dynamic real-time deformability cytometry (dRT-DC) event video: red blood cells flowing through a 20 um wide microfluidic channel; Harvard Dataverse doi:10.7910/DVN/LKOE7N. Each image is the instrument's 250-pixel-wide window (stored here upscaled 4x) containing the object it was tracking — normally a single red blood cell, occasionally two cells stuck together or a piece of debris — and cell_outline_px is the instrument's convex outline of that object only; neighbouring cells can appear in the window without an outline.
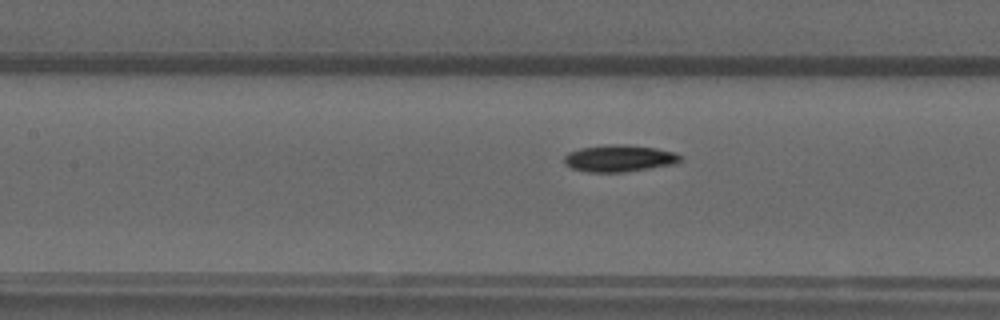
{"species": "common noctule bat (a hibernating species)", "species_latin": "Nyctalus noctula", "temperature_condition": "warm", "stored_images_in_passage": 49, "camera_frame_rate_fps": 3000, "um_per_image_px": 0.085, "animal": {"sex": "male", "forearm_length_mm": 52.5}, "frame": {"image": 1, "passage_image": 20, "time_ms": 6.333, "image_size_px": [1000, 320], "cell_outline_px": [[684, 160], [676, 164], [624, 172], [588, 172], [572, 168], [564, 164], [564, 156], [568, 152], [580, 148], [604, 144], [624, 144], [656, 148], [676, 152], [684, 156]], "centroid_in_image_um": [52.68, 13.45], "position_along_channel_um": 154.7, "area_um2": 18.55}}
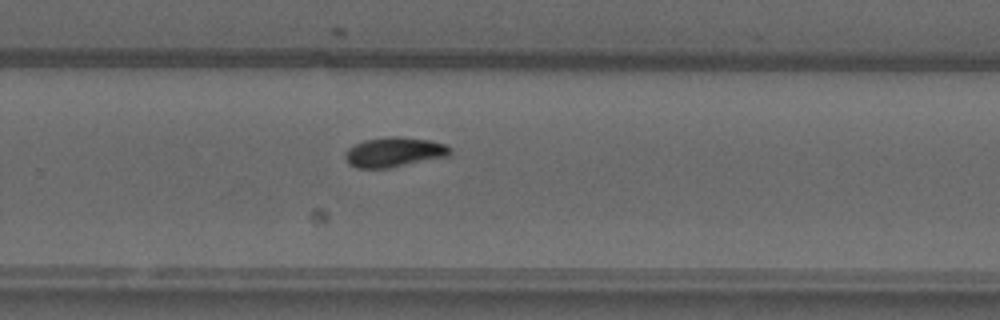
{"frame": {"image": 2, "passage_image": 31, "time_ms": 10.0, "image_size_px": [1000, 320], "cell_outline_px": [[452, 156], [388, 168], [356, 168], [348, 164], [344, 156], [348, 148], [364, 140], [388, 136], [396, 136], [432, 140], [444, 144], [452, 148]], "centroid_in_image_um": [33.55, 12.93], "position_along_channel_um": 296.3, "area_um2": 18.5}}
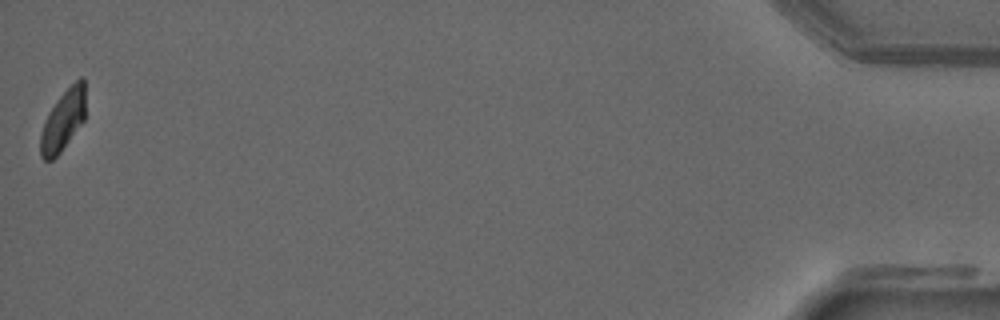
{"frame": {"image": 3, "passage_image": 49, "time_ms": 16.0, "image_size_px": [1000, 320], "cell_outline_px": [[84, 120], [60, 152], [52, 160], [44, 160], [40, 156], [40, 132], [48, 112], [56, 100], [80, 76], [84, 76]], "centroid_in_image_um": [5.33, 10.23], "position_along_channel_um": 429.9, "area_um2": 15.78}, "authors_computed_cell_mechanics": {"area_um2": 17.629, "velocity_mm_per_s": 3.8706, "shape_relaxation_time_tau1_ms": 4.4562, "shape_relaxation_time_tau2_ms": null, "deformation_change_tau1": 0.1587, "deformation_change_tau2": null}}